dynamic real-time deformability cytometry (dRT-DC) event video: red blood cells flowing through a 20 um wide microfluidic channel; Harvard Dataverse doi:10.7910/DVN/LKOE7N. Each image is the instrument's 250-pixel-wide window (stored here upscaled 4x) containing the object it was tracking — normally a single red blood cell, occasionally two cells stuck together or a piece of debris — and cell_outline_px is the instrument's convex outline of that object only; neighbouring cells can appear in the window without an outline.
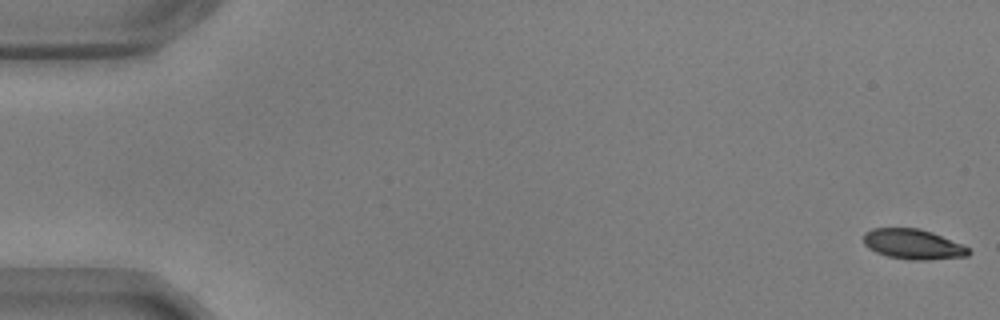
{"species": "common noctule bat (a hibernating species)", "species_latin": "Nyctalus noctula", "temperature_condition": "warm", "stored_images_in_passage": 56, "camera_frame_rate_fps": 3000, "um_per_image_px": 0.085, "animal": {"sex": "male", "body_mass_g": 17.9, "forearm_length_mm": 54.2}, "frame": {"image": 1, "passage_image": 1, "time_ms": 0.0, "image_size_px": [1000, 320], "cell_outline_px": [[972, 252], [968, 256], [924, 260], [908, 260], [888, 256], [876, 252], [868, 248], [864, 244], [864, 232], [872, 228], [920, 228], [932, 232], [960, 244], [968, 248]], "centroid_in_image_um": [77.58, 20.75], "position_along_channel_um": 7.4, "area_um2": 18.38}}
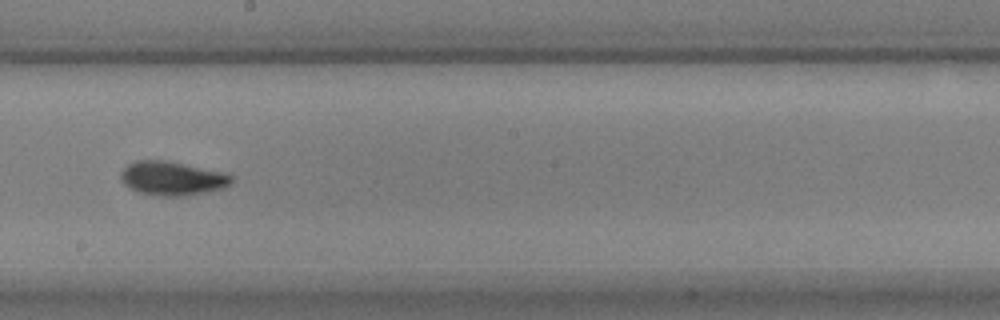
{"frame": {"image": 2, "passage_image": 32, "time_ms": 10.333, "image_size_px": [1000, 320], "cell_outline_px": [[232, 184], [224, 188], [180, 196], [160, 196], [140, 192], [124, 184], [120, 180], [120, 172], [128, 164], [136, 160], [168, 160], [228, 172], [232, 176]], "centroid_in_image_um": [14.67, 15.13], "position_along_channel_um": 233.5, "area_um2": 22.08}}
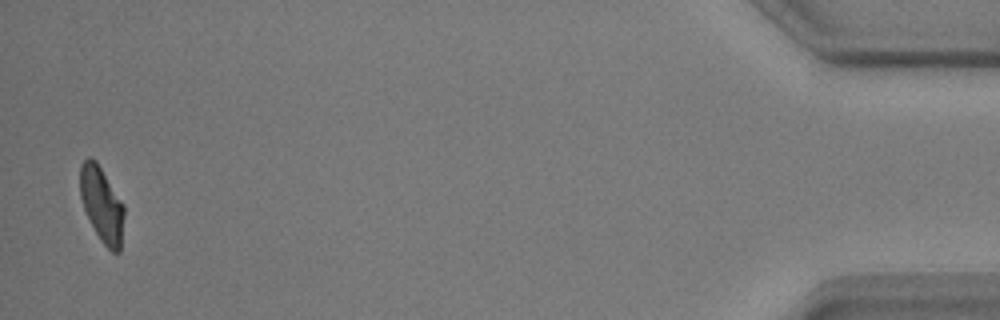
{"frame": {"image": 3, "passage_image": 55, "time_ms": 18.0, "image_size_px": [1000, 320], "cell_outline_px": [[124, 216], [120, 252], [112, 252], [100, 240], [84, 208], [80, 196], [80, 164], [88, 156], [92, 156], [96, 160], [124, 204]], "centroid_in_image_um": [8.65, 17.35], "position_along_channel_um": 426.5, "area_um2": 19.25}, "authors_computed_cell_mechanics": {"area_um2": 20.2589, "velocity_mm_per_s": 3.6263, "shape_relaxation_time_tau1_ms": 3.4925, "shape_relaxation_time_tau2_ms": 1.8968, "deformation_change_tau1": 0.1663, "deformation_change_tau2": 0.0732}}